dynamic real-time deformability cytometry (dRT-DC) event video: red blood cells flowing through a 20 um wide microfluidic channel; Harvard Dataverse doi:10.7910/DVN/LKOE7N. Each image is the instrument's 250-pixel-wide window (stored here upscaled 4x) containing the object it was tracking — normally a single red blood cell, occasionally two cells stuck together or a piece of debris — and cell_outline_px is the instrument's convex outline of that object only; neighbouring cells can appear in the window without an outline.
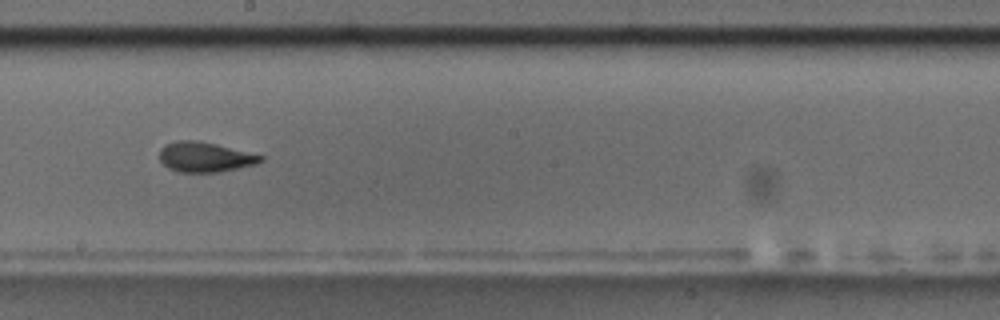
{"species": "common noctule bat (a hibernating species)", "species_latin": "Nyctalus noctula", "temperature_condition": "room temperature", "stored_images_in_passage": 10, "camera_frame_rate_fps": 3000, "um_per_image_px": 0.085, "animal": {"sex": "male", "body_mass_g": 17.5, "forearm_length_mm": 52.3}, "frame": {"image": 1, "passage_image": 9, "time_ms": 10.0, "image_size_px": [1000, 320], "cell_outline_px": [[264, 160], [256, 164], [220, 172], [180, 172], [168, 168], [160, 160], [160, 148], [164, 144], [176, 140], [196, 140], [216, 144], [264, 156]], "centroid_in_image_um": [17.4, 13.34], "position_along_channel_um": 230.8, "area_um2": 17.69}}
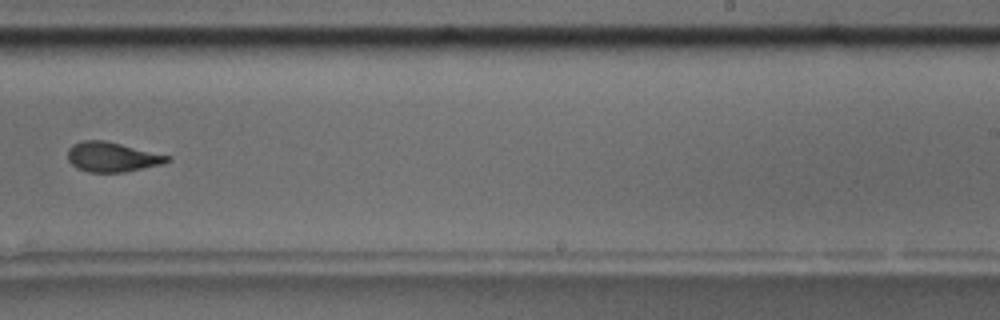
{"frame": {"image": 2, "passage_image": 10, "time_ms": 11.333, "image_size_px": [1000, 320], "cell_outline_px": [[172, 160], [160, 164], [124, 172], [88, 172], [72, 164], [68, 160], [68, 148], [72, 144], [80, 140], [104, 140], [172, 156]], "centroid_in_image_um": [9.52, 13.33], "position_along_channel_um": 279.5, "area_um2": 17.17}}